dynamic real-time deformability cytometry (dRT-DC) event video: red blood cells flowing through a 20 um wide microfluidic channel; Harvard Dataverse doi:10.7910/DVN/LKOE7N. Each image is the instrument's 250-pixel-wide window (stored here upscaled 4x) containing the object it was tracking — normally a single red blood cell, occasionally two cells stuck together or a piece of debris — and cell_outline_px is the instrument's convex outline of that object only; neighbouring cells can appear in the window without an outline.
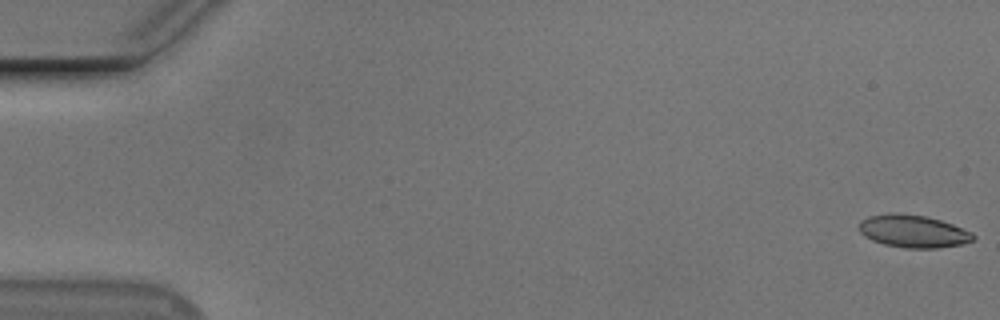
{"species": "Egyptian fruit bat (a non-hibernating species)", "species_latin": "Rousettus aegyptiacus", "temperature_condition": "cold", "stored_images_in_passage": 52, "camera_frame_rate_fps": 3000, "um_per_image_px": 0.085, "animal": {"sex": "male"}, "frame": {"image": 1, "passage_image": 1, "time_ms": 0.0, "image_size_px": [1000, 320], "cell_outline_px": [[976, 240], [964, 244], [936, 248], [904, 248], [884, 244], [872, 240], [864, 236], [860, 232], [860, 220], [868, 216], [892, 212], [924, 216], [940, 220], [952, 224], [972, 232], [976, 236]], "centroid_in_image_um": [77.64, 19.66], "position_along_channel_um": 7.4, "area_um2": 21.79}}
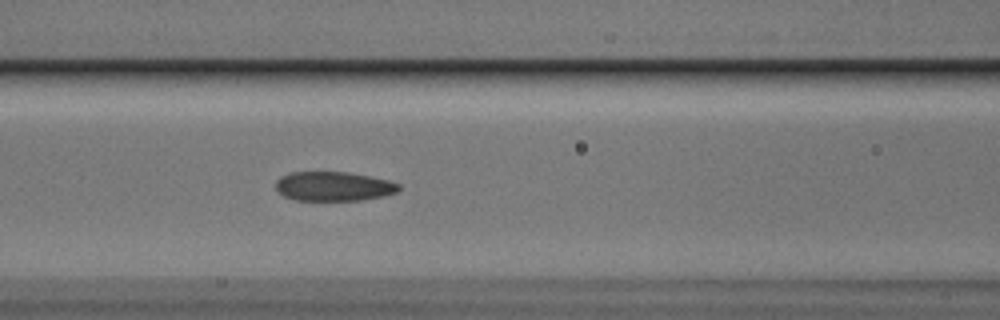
{"frame": {"image": 2, "passage_image": 24, "time_ms": 7.667, "image_size_px": [1000, 320], "cell_outline_px": [[400, 188], [396, 192], [384, 196], [360, 200], [296, 200], [284, 196], [276, 188], [276, 180], [280, 176], [292, 172], [348, 172], [388, 180], [400, 184]], "centroid_in_image_um": [28.35, 15.83], "position_along_channel_um": 138.3, "area_um2": 20.92}}
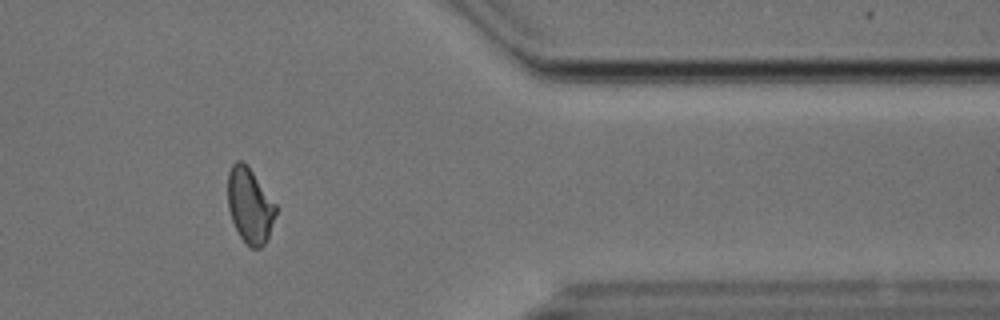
{"frame": {"image": 3, "passage_image": 46, "time_ms": 15.0, "image_size_px": [1000, 320], "cell_outline_px": [[276, 212], [268, 240], [260, 248], [252, 248], [240, 236], [232, 220], [228, 208], [228, 172], [232, 164], [236, 160], [244, 160], [248, 164], [276, 204]], "centroid_in_image_um": [21.24, 17.42], "position_along_channel_um": 390.2, "area_um2": 21.15}, "authors_computed_cell_mechanics": {"area_um2": 21.6172, "velocity_mm_per_s": 3.7124, "shape_relaxation_time_tau1_ms": 6.7002, "shape_relaxation_time_tau2_ms": 1.8976, "deformation_change_tau1": 0.1631, "deformation_change_tau2": 0.0831}}